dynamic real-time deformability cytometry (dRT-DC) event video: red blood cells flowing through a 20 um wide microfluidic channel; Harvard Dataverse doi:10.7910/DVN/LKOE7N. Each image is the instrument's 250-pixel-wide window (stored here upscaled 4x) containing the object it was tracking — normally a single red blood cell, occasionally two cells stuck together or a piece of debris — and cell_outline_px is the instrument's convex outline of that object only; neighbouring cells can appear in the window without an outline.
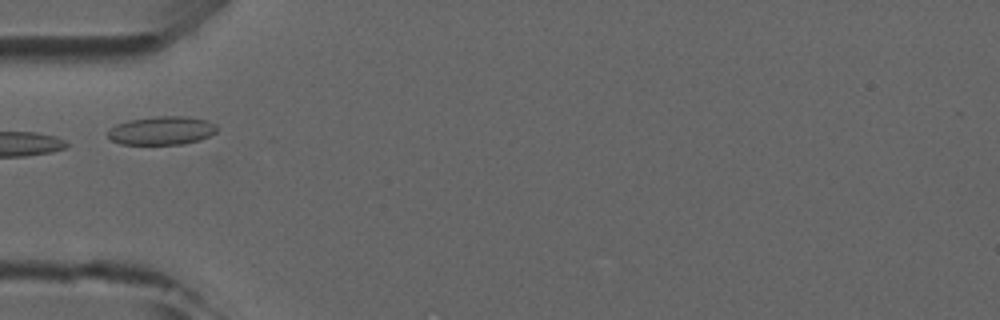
{"species": "common noctule bat (a hibernating species)", "species_latin": "Nyctalus noctula", "temperature_condition": "room temperature", "stored_images_in_passage": 5, "camera_frame_rate_fps": 3000, "um_per_image_px": 0.085, "animal": {"sex": "male", "forearm_length_mm": 52.5}, "frame": {"image": 1, "passage_image": 5, "time_ms": 5.333, "image_size_px": [1000, 320], "cell_outline_px": [[216, 132], [200, 140], [184, 144], [120, 144], [112, 140], [108, 136], [108, 132], [116, 124], [128, 120], [160, 116], [188, 116], [208, 120], [216, 124]], "centroid_in_image_um": [13.78, 11.09], "position_along_channel_um": 71.2, "area_um2": 18.09}}